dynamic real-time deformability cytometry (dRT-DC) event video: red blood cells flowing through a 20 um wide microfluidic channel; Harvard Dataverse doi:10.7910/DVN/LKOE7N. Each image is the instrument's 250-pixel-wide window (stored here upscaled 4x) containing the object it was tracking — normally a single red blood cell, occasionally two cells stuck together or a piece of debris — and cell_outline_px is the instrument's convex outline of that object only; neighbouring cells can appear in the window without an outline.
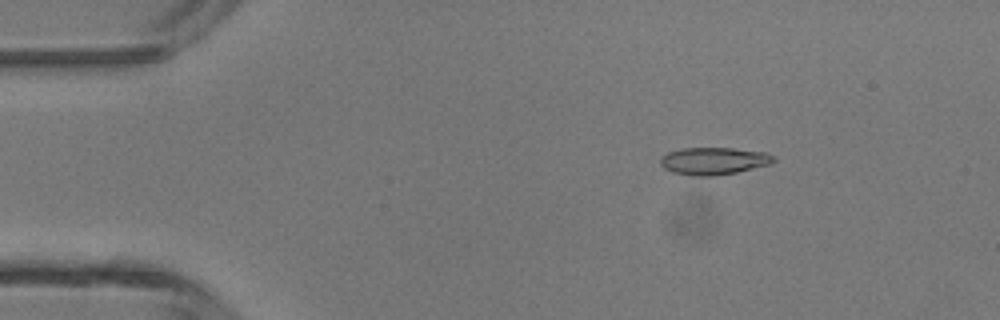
{"species": "common noctule bat (a hibernating species)", "species_latin": "Nyctalus noctula", "temperature_condition": "room temperature", "stored_images_in_passage": 47, "camera_frame_rate_fps": 3000, "um_per_image_px": 0.085, "animal": {"sex": "male", "body_mass_g": 13.3}, "frame": {"image": 1, "passage_image": 7, "time_ms": 2.0, "image_size_px": [1000, 320], "cell_outline_px": [[776, 160], [772, 164], [736, 172], [712, 176], [692, 176], [672, 172], [664, 168], [660, 164], [660, 160], [668, 152], [680, 148], [732, 148], [768, 152]], "centroid_in_image_um": [60.68, 13.68], "position_along_channel_um": 24.3, "area_um2": 18.09}}
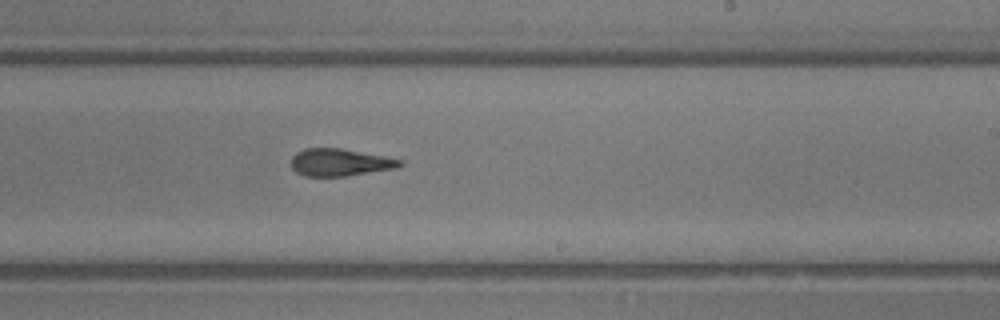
{"frame": {"image": 2, "passage_image": 28, "time_ms": 9.0, "image_size_px": [1000, 320], "cell_outline_px": [[404, 164], [396, 168], [344, 176], [304, 176], [296, 172], [292, 168], [292, 156], [296, 152], [304, 148], [340, 148], [384, 156], [400, 160]], "centroid_in_image_um": [28.85, 13.8], "position_along_channel_um": 260.1, "area_um2": 17.17}}
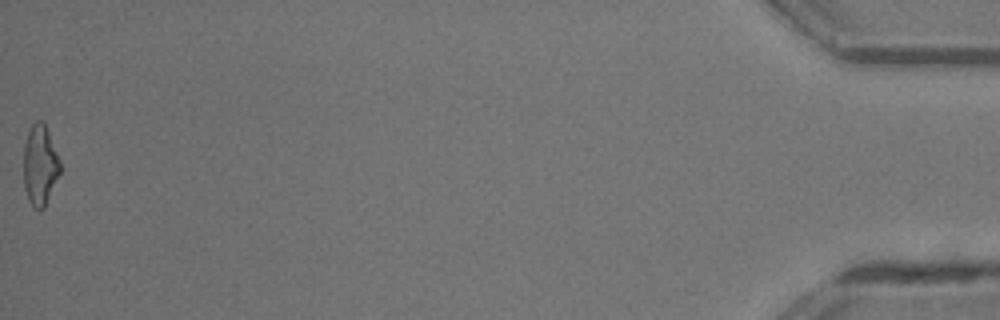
{"frame": {"image": 3, "passage_image": 47, "time_ms": 15.333, "image_size_px": [1000, 320], "cell_outline_px": [[60, 172], [44, 208], [32, 208], [28, 200], [24, 188], [24, 144], [28, 132], [32, 124], [36, 120], [40, 120], [44, 124], [48, 132], [60, 160]], "centroid_in_image_um": [3.38, 14.05], "position_along_channel_um": 431.8, "area_um2": 16.94}, "authors_computed_cell_mechanics": {"area_um2": 17.629, "velocity_mm_per_s": 4.3844, "shape_relaxation_time_tau1_ms": 5.7557, "shape_relaxation_time_tau2_ms": 2.0323, "deformation_change_tau1": 0.1806, "deformation_change_tau2": 0.1188}}